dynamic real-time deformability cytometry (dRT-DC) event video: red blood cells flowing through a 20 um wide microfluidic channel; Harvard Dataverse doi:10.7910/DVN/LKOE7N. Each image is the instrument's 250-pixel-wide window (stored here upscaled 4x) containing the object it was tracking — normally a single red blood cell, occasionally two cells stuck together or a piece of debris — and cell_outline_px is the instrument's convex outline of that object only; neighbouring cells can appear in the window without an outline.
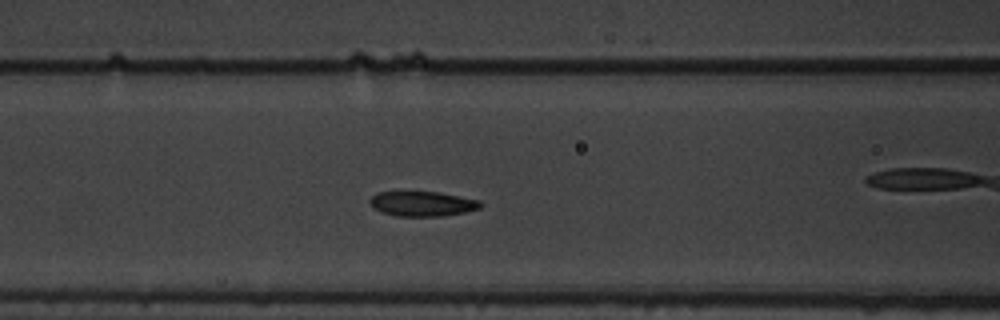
{"species": "common noctule bat (a hibernating species)", "species_latin": "Nyctalus noctula", "temperature_condition": "warm", "stored_images_in_passage": 49, "camera_frame_rate_fps": 3000, "um_per_image_px": 0.085, "animal": {"sex": "male", "body_mass_g": 19.5, "forearm_length_mm": 54.6}, "frame": {"image": 1, "passage_image": 15, "time_ms": 4.667, "image_size_px": [1000, 320], "cell_outline_px": [[484, 204], [480, 208], [464, 212], [444, 216], [396, 216], [380, 212], [372, 208], [368, 200], [376, 192], [440, 192], [480, 200]], "centroid_in_image_um": [35.89, 17.32], "position_along_channel_um": 130.7, "area_um2": 16.24}}
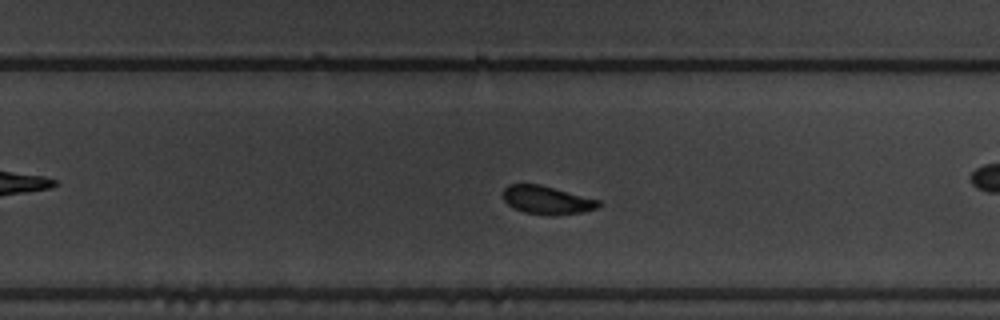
{"frame": {"image": 2, "passage_image": 28, "time_ms": 9.0, "image_size_px": [1000, 320], "cell_outline_px": [[604, 204], [600, 208], [584, 212], [552, 216], [548, 216], [524, 212], [512, 208], [504, 200], [504, 188], [508, 184], [540, 184], [600, 200]], "centroid_in_image_um": [46.54, 17.02], "position_along_channel_um": 283.3, "area_um2": 16.07}, "authors_computed_cell_mechanics": {"area_um2": 16.5308, "velocity_mm_per_s": 3.5274, "shape_relaxation_time_tau1_ms": 6.0791, "shape_relaxation_time_tau2_ms": 2.4408, "deformation_change_tau1": 0.1764, "deformation_change_tau2": 0.0724}}